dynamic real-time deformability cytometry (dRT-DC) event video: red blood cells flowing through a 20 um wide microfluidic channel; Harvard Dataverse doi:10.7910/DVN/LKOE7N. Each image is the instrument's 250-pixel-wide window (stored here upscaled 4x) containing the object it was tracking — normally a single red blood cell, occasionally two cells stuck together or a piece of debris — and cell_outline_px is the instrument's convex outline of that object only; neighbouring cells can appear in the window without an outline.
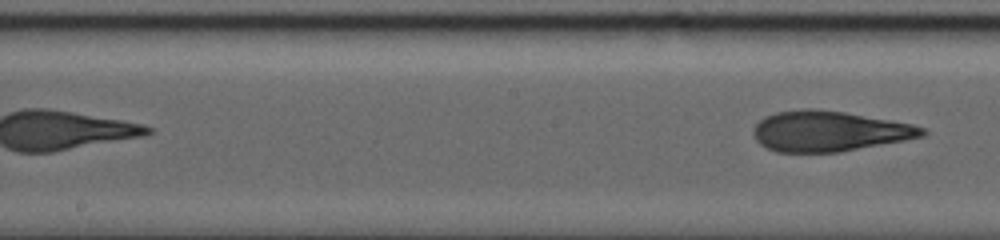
{"species": "human", "species_latin": "Homo sapiens", "temperature_condition": "warm", "stored_images_in_passage": 11, "segment_of_instrument_passage": [2, 2], "camera_frame_rate_fps": 3000, "um_per_image_px": 0.085, "donor": {"sex": "male"}, "frame": {"image": 1, "passage_image": 11, "time_ms": 7.333, "image_size_px": [1000, 240], "cell_outline_px": [[928, 132], [924, 136], [904, 140], [840, 152], [776, 152], [760, 144], [756, 140], [752, 132], [752, 128], [764, 116], [776, 112], [804, 108], [812, 108], [844, 112], [912, 124], [924, 128]], "centroid_in_image_um": [70.44, 11.15], "position_along_channel_um": 177.8, "area_um2": 39.71}}